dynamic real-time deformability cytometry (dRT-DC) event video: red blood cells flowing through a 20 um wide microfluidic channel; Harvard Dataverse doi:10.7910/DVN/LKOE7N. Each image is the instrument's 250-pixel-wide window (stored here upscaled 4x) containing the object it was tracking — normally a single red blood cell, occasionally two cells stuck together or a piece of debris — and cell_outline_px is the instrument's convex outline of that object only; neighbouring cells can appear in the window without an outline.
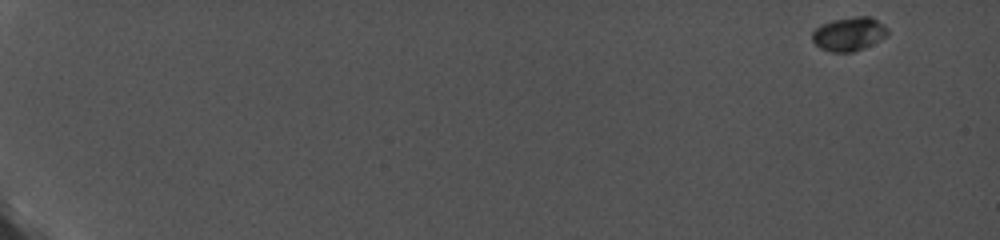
{"species": "common noctule bat (a hibernating species)", "species_latin": "Nyctalus noctula", "temperature_condition": "cold", "stored_images_in_passage": 85, "camera_frame_rate_fps": 5000, "um_per_image_px": 0.085, "animal": {"sex": "female", "body_mass_g": 19.0, "forearm_length_mm": 56.7}, "frame": {"image": 1, "passage_image": 1, "time_ms": 0.0, "image_size_px": [1000, 240], "cell_outline_px": [[888, 36], [864, 48], [852, 52], [832, 52], [820, 48], [812, 40], [812, 32], [816, 28], [832, 20], [856, 16], [872, 16], [884, 24], [888, 28]], "centroid_in_image_um": [72.2, 2.88], "position_along_channel_um": 12.8, "area_um2": 14.91}}
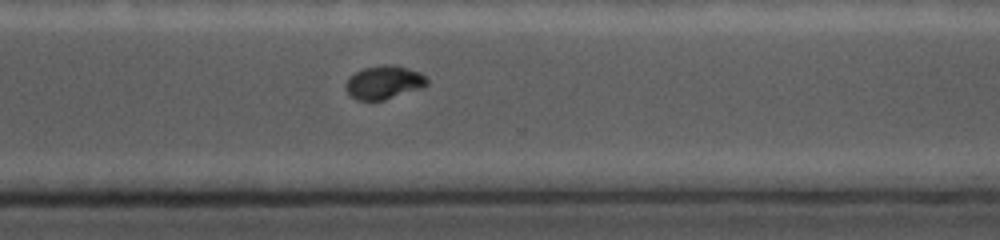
{"frame": {"image": 2, "passage_image": 71, "time_ms": 14.0, "image_size_px": [1000, 240], "cell_outline_px": [[428, 84], [420, 88], [384, 100], [356, 100], [348, 96], [344, 84], [348, 76], [364, 68], [380, 64], [392, 64], [408, 68], [420, 72], [428, 80]], "centroid_in_image_um": [32.58, 6.99], "position_along_channel_um": 338.0, "area_um2": 16.01}}
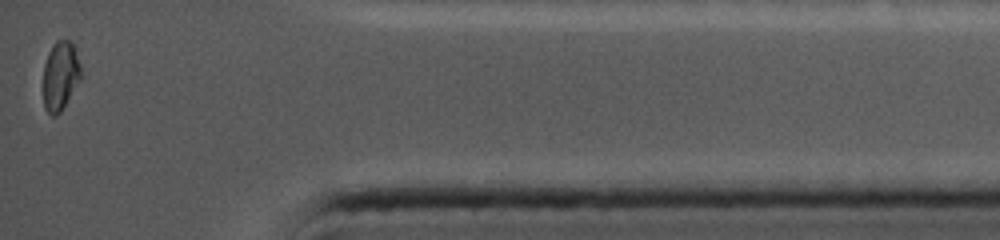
{"frame": {"image": 3, "passage_image": 85, "time_ms": 16.8, "image_size_px": [1000, 240], "cell_outline_px": [[80, 80], [60, 112], [56, 116], [52, 116], [44, 108], [44, 64], [48, 52], [52, 44], [56, 40], [72, 40], [80, 64]], "centroid_in_image_um": [5.12, 6.41], "position_along_channel_um": 430.1, "area_um2": 15.09}, "authors_computed_cell_mechanics": {"area_um2": 15.6638, "velocity_mm_per_s": 3.8139, "shape_relaxation_time_tau1_ms": null, "shape_relaxation_time_tau2_ms": 0.7972, "deformation_change_tau1": null, "deformation_change_tau2": 0.0331}}